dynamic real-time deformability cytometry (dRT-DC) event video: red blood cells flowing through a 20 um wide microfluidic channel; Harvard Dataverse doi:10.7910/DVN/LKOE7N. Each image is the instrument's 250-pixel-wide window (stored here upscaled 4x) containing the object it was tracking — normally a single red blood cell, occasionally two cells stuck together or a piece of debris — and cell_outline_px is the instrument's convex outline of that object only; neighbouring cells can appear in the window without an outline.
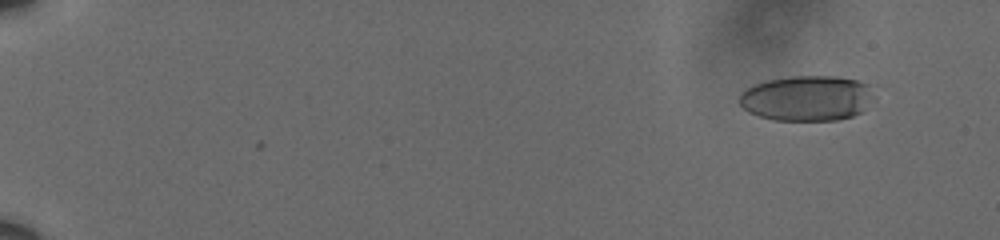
{"species": "human", "species_latin": "Homo sapiens", "temperature_condition": "cold", "stored_images_in_passage": 55, "camera_frame_rate_fps": 3000, "um_per_image_px": 0.085, "donor": {"sex": "male"}, "frame": {"image": 1, "passage_image": 4, "time_ms": 1.0, "image_size_px": [1000, 240], "cell_outline_px": [[876, 100], [860, 112], [852, 116], [840, 120], [776, 120], [760, 116], [748, 112], [740, 104], [740, 92], [744, 88], [764, 80], [792, 76], [836, 76], [856, 80], [868, 84], [876, 96]], "centroid_in_image_um": [68.62, 8.34], "position_along_channel_um": 16.4, "area_um2": 36.07}}
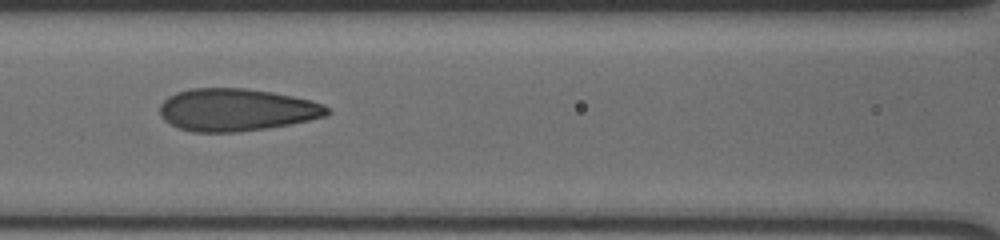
{"frame": {"image": 2, "passage_image": 25, "time_ms": 8.0, "image_size_px": [1000, 240], "cell_outline_px": [[332, 112], [324, 116], [308, 120], [268, 128], [240, 132], [192, 132], [180, 128], [164, 120], [160, 116], [160, 104], [168, 96], [176, 92], [188, 88], [244, 88], [272, 92], [312, 100], [324, 104]], "centroid_in_image_um": [20.08, 9.33], "position_along_channel_um": 146.5, "area_um2": 41.5}}
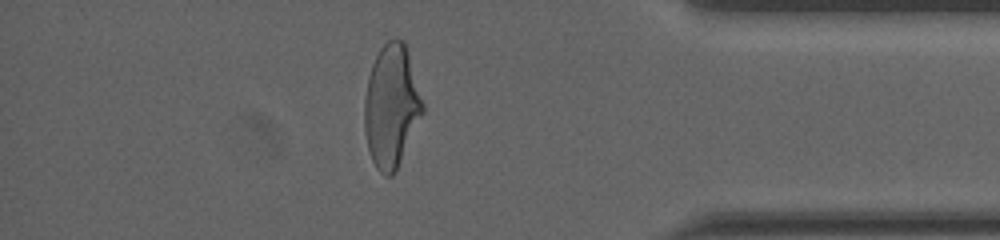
{"frame": {"image": 3, "passage_image": 48, "time_ms": 15.667, "image_size_px": [1000, 240], "cell_outline_px": [[424, 112], [396, 172], [392, 176], [384, 176], [376, 168], [372, 160], [368, 148], [364, 132], [364, 100], [368, 76], [372, 64], [380, 48], [388, 40], [404, 40], [424, 104]], "centroid_in_image_um": [33.26, 9.06], "position_along_channel_um": 401.9, "area_um2": 41.73}, "authors_computed_cell_mechanics": {"area_um2": 40.749, "velocity_mm_per_s": 3.6191, "shape_relaxation_time_tau1_ms": 7.3211, "shape_relaxation_time_tau2_ms": 0.841, "deformation_change_tau1": 0.2161, "deformation_change_tau2": 0.0847}}